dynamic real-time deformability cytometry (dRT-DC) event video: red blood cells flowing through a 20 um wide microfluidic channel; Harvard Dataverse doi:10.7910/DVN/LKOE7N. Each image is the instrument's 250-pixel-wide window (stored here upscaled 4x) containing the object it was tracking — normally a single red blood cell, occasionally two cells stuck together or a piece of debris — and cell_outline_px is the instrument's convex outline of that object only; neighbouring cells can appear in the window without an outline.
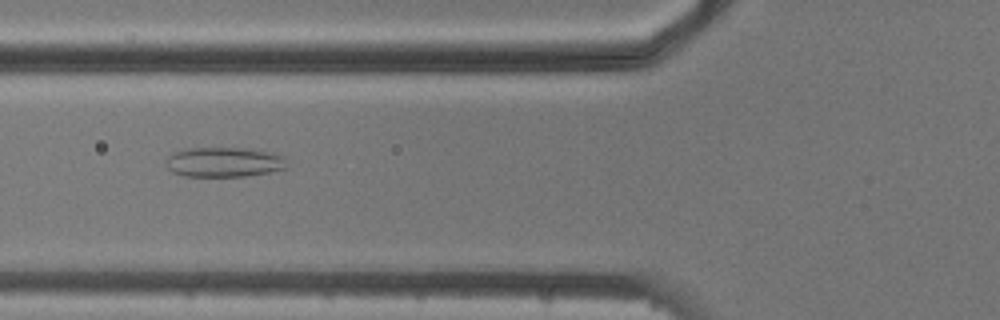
{"species": "common noctule bat (a hibernating species)", "species_latin": "Nyctalus noctula", "temperature_condition": "cold", "stored_images_in_passage": 7, "camera_frame_rate_fps": 3000, "um_per_image_px": 0.085, "animal": {"sex": "male", "body_mass_g": 20.5, "forearm_length_mm": 52.5}, "frame": {"image": 1, "passage_image": 6, "time_ms": 5.667, "image_size_px": [1000, 320], "cell_outline_px": [[288, 168], [268, 172], [244, 176], [184, 176], [172, 172], [168, 168], [164, 160], [172, 152], [188, 148], [252, 148], [272, 152], [284, 156]], "centroid_in_image_um": [19.04, 13.77], "position_along_channel_um": 106.8, "area_um2": 21.27}}